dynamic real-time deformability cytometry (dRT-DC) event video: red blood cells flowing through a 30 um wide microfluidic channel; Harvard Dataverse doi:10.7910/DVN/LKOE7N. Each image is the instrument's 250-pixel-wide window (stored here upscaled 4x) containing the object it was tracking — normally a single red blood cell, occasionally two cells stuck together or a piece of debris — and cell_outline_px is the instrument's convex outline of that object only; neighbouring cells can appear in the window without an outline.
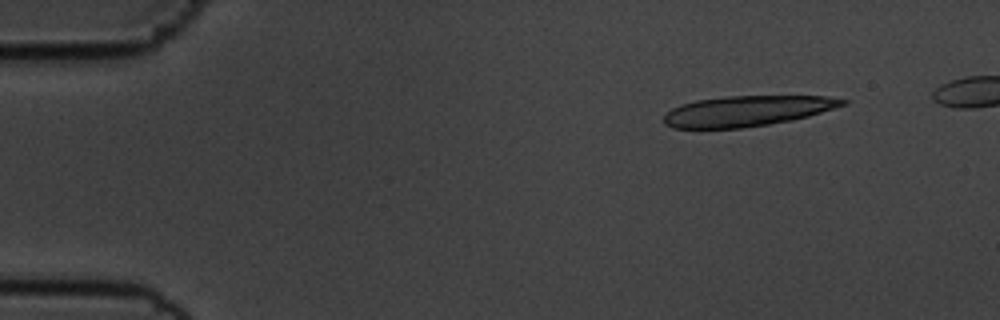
{"species": "common noctule bat (a hibernating species)", "species_latin": "Nyctalus noctula", "temperature_condition": "cold", "stored_images_in_passage": 19, "camera_frame_rate_fps": 3000, "um_per_image_px": 0.085, "animal": {"sex": "male", "body_mass_g": 19.5, "forearm_length_mm": 54.6}, "frame": {"image": 1, "passage_image": 6, "time_ms": 1.667, "image_size_px": [1000, 320], "cell_outline_px": [[848, 104], [808, 116], [792, 120], [768, 124], [740, 128], [672, 128], [664, 124], [664, 116], [672, 108], [680, 104], [696, 100], [724, 96], [828, 96], [848, 100]], "centroid_in_image_um": [63.5, 9.42], "position_along_channel_um": 21.5, "area_um2": 31.73}}